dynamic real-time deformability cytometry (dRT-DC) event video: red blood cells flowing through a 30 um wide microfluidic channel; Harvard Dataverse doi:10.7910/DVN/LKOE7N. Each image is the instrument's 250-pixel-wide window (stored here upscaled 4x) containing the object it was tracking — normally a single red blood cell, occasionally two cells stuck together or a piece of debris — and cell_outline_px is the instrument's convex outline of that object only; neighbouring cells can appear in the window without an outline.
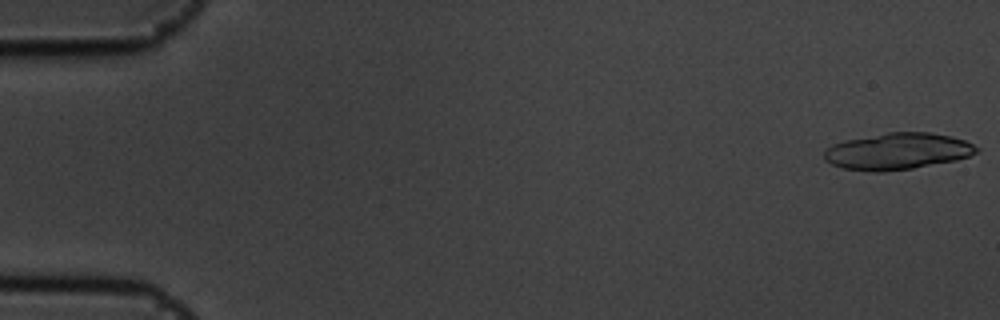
{"species": "common noctule bat (a hibernating species)", "species_latin": "Nyctalus noctula", "temperature_condition": "cold", "stored_images_in_passage": 55, "segment_of_instrument_passage": [1, 2], "camera_frame_rate_fps": 3000, "um_per_image_px": 0.085, "animal": {"sex": "male", "body_mass_g": 19.5, "forearm_length_mm": 54.6}, "frame": {"image": 1, "passage_image": 1, "time_ms": 0.0, "image_size_px": [1000, 320], "cell_outline_px": [[980, 148], [976, 152], [968, 156], [956, 160], [912, 168], [884, 172], [872, 172], [840, 168], [824, 160], [824, 148], [832, 144], [844, 140], [888, 132], [928, 132], [952, 136], [964, 140]], "centroid_in_image_um": [76.23, 12.86], "position_along_channel_um": 8.8, "area_um2": 32.66}}